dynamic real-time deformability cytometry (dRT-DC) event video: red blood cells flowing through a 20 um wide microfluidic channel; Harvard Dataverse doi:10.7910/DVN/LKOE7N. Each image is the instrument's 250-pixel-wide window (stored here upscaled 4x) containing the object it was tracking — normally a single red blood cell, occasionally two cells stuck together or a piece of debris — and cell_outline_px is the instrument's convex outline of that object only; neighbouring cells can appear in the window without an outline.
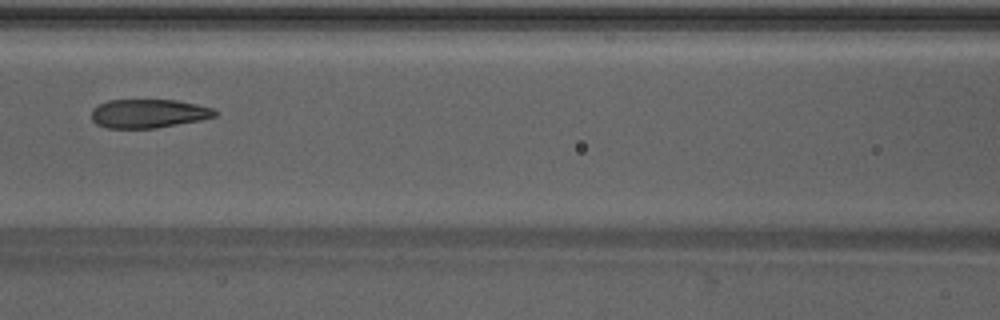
{"species": "Egyptian fruit bat (a non-hibernating species)", "species_latin": "Rousettus aegyptiacus", "temperature_condition": "warm", "stored_images_in_passage": 48, "camera_frame_rate_fps": 3000, "um_per_image_px": 0.085, "animal": {"sex": "male"}, "frame": {"image": 1, "passage_image": 22, "time_ms": 7.0, "image_size_px": [1000, 320], "cell_outline_px": [[216, 116], [200, 120], [156, 128], [108, 128], [96, 124], [92, 120], [92, 108], [108, 100], [176, 100], [196, 104], [212, 108], [216, 112]], "centroid_in_image_um": [12.6, 9.65], "position_along_channel_um": 154.0, "area_um2": 20.58}}
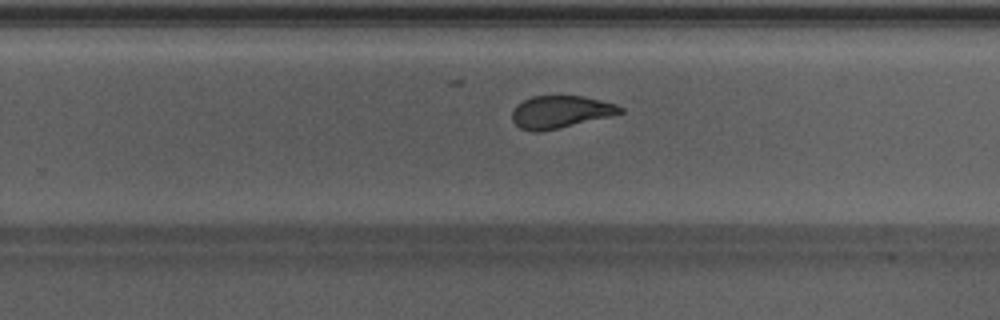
{"frame": {"image": 2, "passage_image": 31, "time_ms": 10.0, "image_size_px": [1000, 320], "cell_outline_px": [[624, 112], [608, 116], [540, 132], [532, 132], [520, 128], [512, 120], [512, 112], [516, 104], [532, 96], [580, 96], [600, 100], [616, 104], [624, 108]], "centroid_in_image_um": [47.59, 9.5], "position_along_channel_um": 282.2, "area_um2": 20.11}}
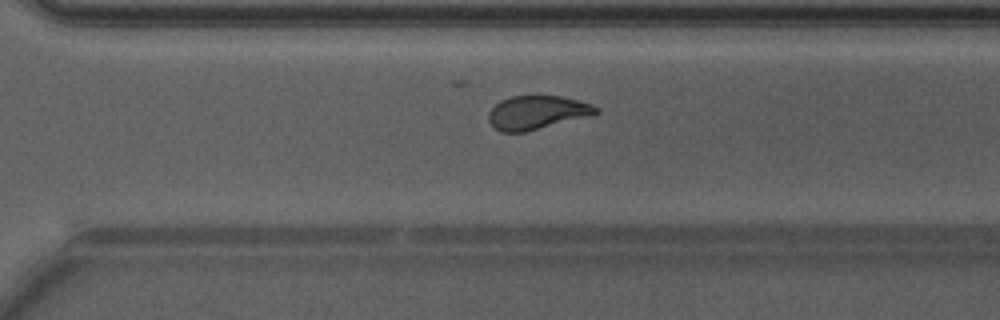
{"frame": {"image": 3, "passage_image": 34, "time_ms": 11.0, "image_size_px": [1000, 320], "cell_outline_px": [[600, 112], [588, 116], [524, 132], [500, 132], [488, 120], [488, 112], [500, 100], [512, 96], [560, 96], [592, 104], [600, 108]], "centroid_in_image_um": [45.63, 9.56], "position_along_channel_um": 325.0, "area_um2": 20.81}, "authors_computed_cell_mechanics": {"area_um2": 22.0507, "velocity_mm_per_s": 4.2881, "shape_relaxation_time_tau1_ms": 3.9515, "shape_relaxation_time_tau2_ms": 1.4992, "deformation_change_tau1": 0.1531, "deformation_change_tau2": 0.0755}}